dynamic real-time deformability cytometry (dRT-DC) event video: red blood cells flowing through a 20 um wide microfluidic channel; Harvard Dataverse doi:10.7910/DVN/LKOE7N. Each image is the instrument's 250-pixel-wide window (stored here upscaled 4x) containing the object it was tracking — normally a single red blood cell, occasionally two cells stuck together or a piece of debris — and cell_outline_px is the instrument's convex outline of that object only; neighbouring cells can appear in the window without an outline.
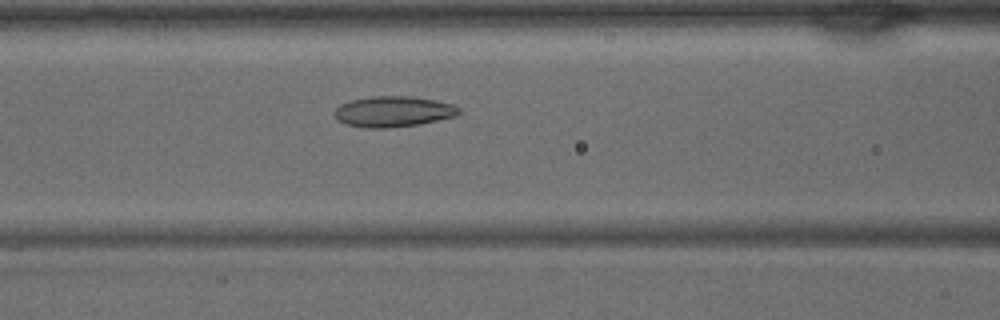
{"species": "common noctule bat (a hibernating species)", "species_latin": "Nyctalus noctula", "temperature_condition": "warm", "stored_images_in_passage": 40, "camera_frame_rate_fps": 3000, "um_per_image_px": 0.085, "animal": {"sex": "male", "body_mass_g": 15.6}, "frame": {"image": 1, "passage_image": 16, "time_ms": 5.0, "image_size_px": [1000, 320], "cell_outline_px": [[460, 112], [456, 116], [420, 124], [388, 128], [368, 128], [344, 124], [336, 120], [332, 112], [340, 104], [352, 100], [372, 96], [412, 96], [436, 100], [452, 104], [460, 108]], "centroid_in_image_um": [33.4, 9.48], "position_along_channel_um": 133.2, "area_um2": 22.48}}
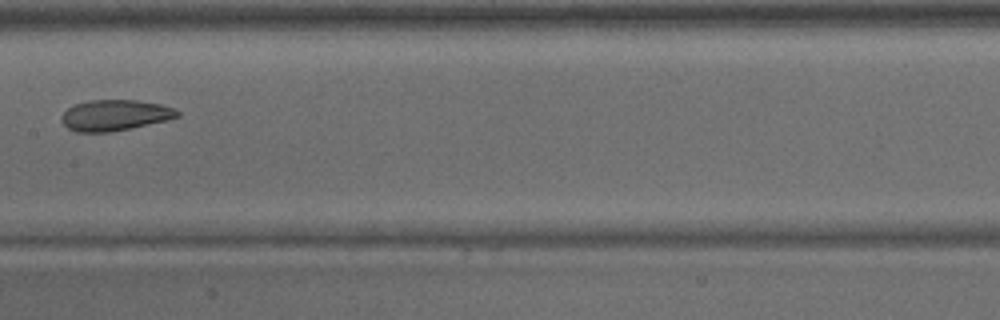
{"frame": {"image": 2, "passage_image": 20, "time_ms": 6.333, "image_size_px": [1000, 320], "cell_outline_px": [[180, 116], [168, 120], [108, 132], [76, 132], [68, 128], [64, 124], [60, 116], [72, 104], [88, 100], [136, 100], [160, 104], [172, 108], [180, 112]], "centroid_in_image_um": [9.73, 9.78], "position_along_channel_um": 197.7, "area_um2": 20.75}}
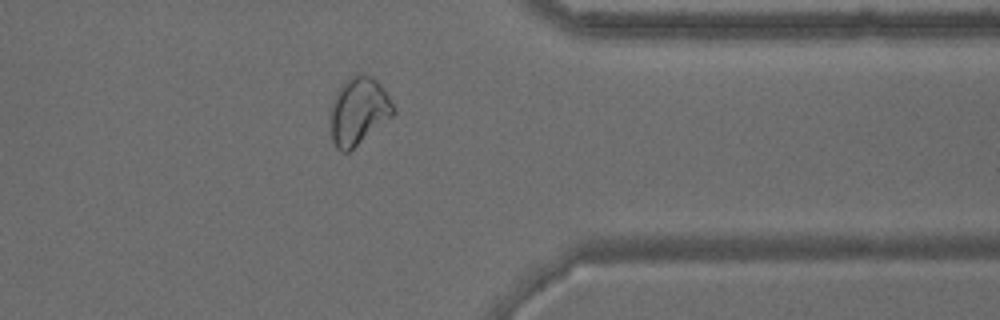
{"frame": {"image": 3, "passage_image": 32, "time_ms": 10.333, "image_size_px": [1000, 320], "cell_outline_px": [[396, 112], [392, 116], [348, 152], [340, 152], [336, 148], [332, 140], [332, 100], [340, 84], [344, 80], [360, 72], [372, 76], [380, 84], [396, 108]], "centroid_in_image_um": [30.49, 9.4], "position_along_channel_um": 380.9, "area_um2": 24.57}}